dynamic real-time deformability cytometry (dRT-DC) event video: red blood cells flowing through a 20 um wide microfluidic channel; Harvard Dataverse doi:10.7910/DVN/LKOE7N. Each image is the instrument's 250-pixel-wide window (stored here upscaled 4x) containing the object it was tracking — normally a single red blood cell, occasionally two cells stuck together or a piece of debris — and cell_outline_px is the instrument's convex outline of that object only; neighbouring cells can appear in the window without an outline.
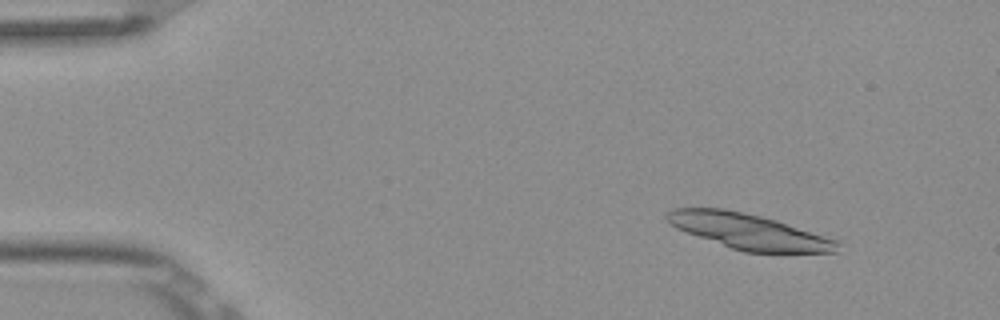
{"species": "Egyptian fruit bat (a non-hibernating species)", "species_latin": "Rousettus aegyptiacus", "temperature_condition": "room temperature", "stored_images_in_passage": 8, "camera_frame_rate_fps": 3000, "um_per_image_px": 0.085, "frame": {"image": 1, "passage_image": 2, "time_ms": 0.333, "image_size_px": [1000, 320], "cell_outline_px": [[840, 244], [836, 252], [744, 252], [732, 248], [676, 228], [664, 216], [672, 208], [724, 208], [744, 212], [776, 220], [836, 240]], "centroid_in_image_um": [63.62, 19.66], "position_along_channel_um": 21.4, "area_um2": 34.51}}
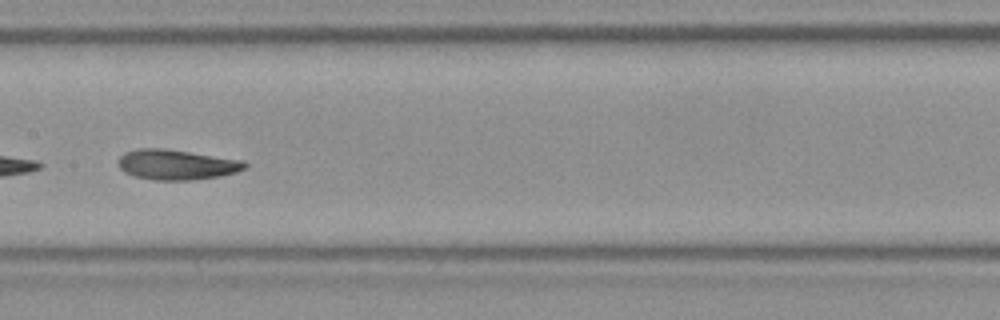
{"frame": {"image": 2, "passage_image": 8, "time_ms": 2.333, "image_size_px": [1000, 320], "cell_outline_px": [[248, 164], [244, 168], [236, 172], [220, 176], [188, 180], [156, 180], [136, 176], [124, 172], [116, 164], [120, 156], [124, 152], [136, 148], [164, 148], [244, 160]], "centroid_in_image_um": [14.98, 13.98], "position_along_channel_um": 192.4, "area_um2": 22.31}}